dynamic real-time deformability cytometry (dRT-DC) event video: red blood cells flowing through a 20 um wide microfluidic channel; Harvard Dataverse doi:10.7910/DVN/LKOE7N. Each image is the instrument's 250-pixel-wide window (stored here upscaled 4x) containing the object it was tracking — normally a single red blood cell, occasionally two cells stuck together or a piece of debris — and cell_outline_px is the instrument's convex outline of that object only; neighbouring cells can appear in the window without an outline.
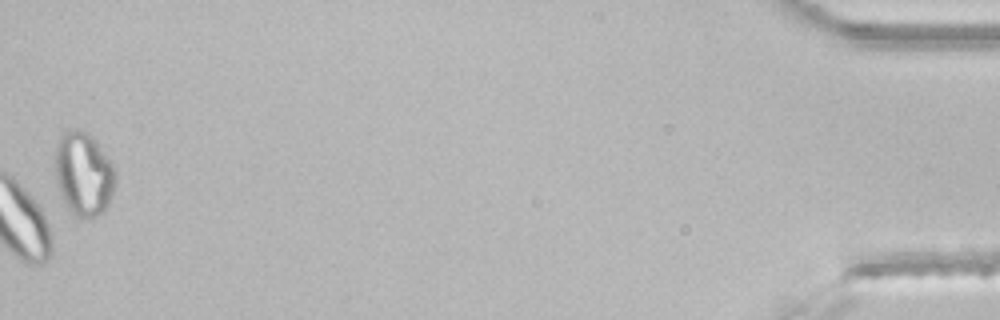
{"species": "common noctule bat (a hibernating species)", "species_latin": "Nyctalus noctula", "temperature_condition": "room temperature", "stored_images_in_passage": 48, "camera_frame_rate_fps": 3000, "um_per_image_px": 0.085, "animal": {"sex": "male", "body_mass_g": 21.5, "forearm_length_mm": 52.0}, "frame": {"image": 1, "passage_image": 48, "time_ms": 15.667, "image_size_px": [1000, 320], "cell_outline_px": [[116, 184], [108, 204], [104, 212], [96, 216], [80, 220], [72, 216], [60, 192], [56, 180], [56, 148], [60, 136], [68, 128], [76, 128], [88, 132], [96, 140], [112, 160], [116, 168]], "centroid_in_image_um": [7.15, 14.78], "position_along_channel_um": 428.1, "area_um2": 30.11}}